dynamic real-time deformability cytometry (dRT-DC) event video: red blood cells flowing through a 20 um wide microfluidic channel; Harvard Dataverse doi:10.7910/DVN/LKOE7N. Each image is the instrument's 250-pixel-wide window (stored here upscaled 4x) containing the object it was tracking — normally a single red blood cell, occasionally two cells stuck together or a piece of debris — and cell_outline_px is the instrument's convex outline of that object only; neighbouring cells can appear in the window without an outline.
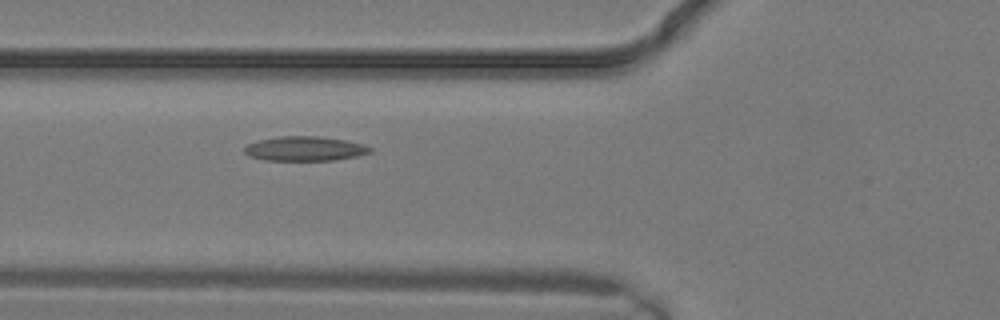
{"species": "common noctule bat (a hibernating species)", "species_latin": "Nyctalus noctula", "temperature_condition": "warm", "stored_images_in_passage": 11, "camera_frame_rate_fps": 3000, "um_per_image_px": 0.085, "animal": {"sex": "male", "body_mass_g": 19.2, "forearm_length_mm": 51.8}, "frame": {"image": 1, "passage_image": 11, "time_ms": 3.333, "image_size_px": [1000, 320], "cell_outline_px": [[372, 152], [356, 156], [336, 160], [264, 160], [248, 156], [244, 152], [244, 148], [248, 144], [260, 140], [280, 136], [316, 136], [344, 140], [364, 144], [372, 148]], "centroid_in_image_um": [25.91, 12.64], "position_along_channel_um": 99.9, "area_um2": 17.86}}